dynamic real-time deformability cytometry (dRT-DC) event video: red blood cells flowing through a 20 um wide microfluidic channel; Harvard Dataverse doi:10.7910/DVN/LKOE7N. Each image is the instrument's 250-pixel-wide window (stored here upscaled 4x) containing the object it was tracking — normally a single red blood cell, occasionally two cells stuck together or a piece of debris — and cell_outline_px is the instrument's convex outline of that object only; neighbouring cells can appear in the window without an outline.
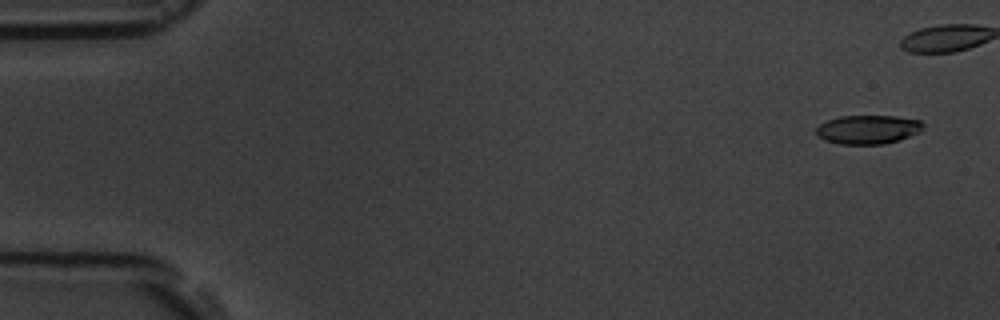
{"species": "common noctule bat (a hibernating species)", "species_latin": "Nyctalus noctula", "temperature_condition": "room temperature", "stored_images_in_passage": 4, "camera_frame_rate_fps": 3000, "um_per_image_px": 0.085, "animal": {"sex": "male", "body_mass_g": 19.5, "forearm_length_mm": 54.6}, "frame": {"image": 1, "passage_image": 1, "time_ms": 0.0, "image_size_px": [1000, 320], "cell_outline_px": [[924, 124], [920, 132], [900, 140], [884, 144], [840, 144], [824, 140], [816, 136], [816, 128], [820, 124], [828, 120], [840, 116], [896, 116], [920, 120]], "centroid_in_image_um": [73.78, 11.01], "position_along_channel_um": 11.2, "area_um2": 18.09}}